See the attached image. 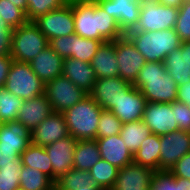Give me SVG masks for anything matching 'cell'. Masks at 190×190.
<instances>
[{"mask_svg": "<svg viewBox=\"0 0 190 190\" xmlns=\"http://www.w3.org/2000/svg\"><path fill=\"white\" fill-rule=\"evenodd\" d=\"M19 181L24 190H55V182L49 176L29 166L22 167Z\"/></svg>", "mask_w": 190, "mask_h": 190, "instance_id": "cell-32", "label": "cell"}, {"mask_svg": "<svg viewBox=\"0 0 190 190\" xmlns=\"http://www.w3.org/2000/svg\"><path fill=\"white\" fill-rule=\"evenodd\" d=\"M133 86L141 91L147 102L173 103L177 98L178 85L167 74L164 62H146Z\"/></svg>", "mask_w": 190, "mask_h": 190, "instance_id": "cell-2", "label": "cell"}, {"mask_svg": "<svg viewBox=\"0 0 190 190\" xmlns=\"http://www.w3.org/2000/svg\"><path fill=\"white\" fill-rule=\"evenodd\" d=\"M149 190H178V177L168 170L155 171Z\"/></svg>", "mask_w": 190, "mask_h": 190, "instance_id": "cell-40", "label": "cell"}, {"mask_svg": "<svg viewBox=\"0 0 190 190\" xmlns=\"http://www.w3.org/2000/svg\"><path fill=\"white\" fill-rule=\"evenodd\" d=\"M178 129L190 132V108L179 101L171 103Z\"/></svg>", "mask_w": 190, "mask_h": 190, "instance_id": "cell-41", "label": "cell"}, {"mask_svg": "<svg viewBox=\"0 0 190 190\" xmlns=\"http://www.w3.org/2000/svg\"><path fill=\"white\" fill-rule=\"evenodd\" d=\"M151 134L149 127L142 121L122 123L119 135L126 147L134 154L141 146V142Z\"/></svg>", "mask_w": 190, "mask_h": 190, "instance_id": "cell-31", "label": "cell"}, {"mask_svg": "<svg viewBox=\"0 0 190 190\" xmlns=\"http://www.w3.org/2000/svg\"><path fill=\"white\" fill-rule=\"evenodd\" d=\"M90 64L95 70L97 79L119 76L118 60L115 54V40L102 43Z\"/></svg>", "mask_w": 190, "mask_h": 190, "instance_id": "cell-25", "label": "cell"}, {"mask_svg": "<svg viewBox=\"0 0 190 190\" xmlns=\"http://www.w3.org/2000/svg\"><path fill=\"white\" fill-rule=\"evenodd\" d=\"M147 62H164L166 56L180 48L182 41L174 28L161 31L125 34Z\"/></svg>", "mask_w": 190, "mask_h": 190, "instance_id": "cell-3", "label": "cell"}, {"mask_svg": "<svg viewBox=\"0 0 190 190\" xmlns=\"http://www.w3.org/2000/svg\"><path fill=\"white\" fill-rule=\"evenodd\" d=\"M164 65L167 71L177 85L190 82V64L187 61V51L180 48L170 52L165 60Z\"/></svg>", "mask_w": 190, "mask_h": 190, "instance_id": "cell-26", "label": "cell"}, {"mask_svg": "<svg viewBox=\"0 0 190 190\" xmlns=\"http://www.w3.org/2000/svg\"><path fill=\"white\" fill-rule=\"evenodd\" d=\"M146 98L133 85L122 95L110 110L122 123L142 120Z\"/></svg>", "mask_w": 190, "mask_h": 190, "instance_id": "cell-19", "label": "cell"}, {"mask_svg": "<svg viewBox=\"0 0 190 190\" xmlns=\"http://www.w3.org/2000/svg\"><path fill=\"white\" fill-rule=\"evenodd\" d=\"M174 30L182 42L190 41V3L183 2L179 8Z\"/></svg>", "mask_w": 190, "mask_h": 190, "instance_id": "cell-39", "label": "cell"}, {"mask_svg": "<svg viewBox=\"0 0 190 190\" xmlns=\"http://www.w3.org/2000/svg\"><path fill=\"white\" fill-rule=\"evenodd\" d=\"M156 1L161 5L176 7L178 9L183 4V0H156Z\"/></svg>", "mask_w": 190, "mask_h": 190, "instance_id": "cell-47", "label": "cell"}, {"mask_svg": "<svg viewBox=\"0 0 190 190\" xmlns=\"http://www.w3.org/2000/svg\"><path fill=\"white\" fill-rule=\"evenodd\" d=\"M44 94L51 103L53 112L58 113H63L88 95L64 75L45 83Z\"/></svg>", "mask_w": 190, "mask_h": 190, "instance_id": "cell-10", "label": "cell"}, {"mask_svg": "<svg viewBox=\"0 0 190 190\" xmlns=\"http://www.w3.org/2000/svg\"><path fill=\"white\" fill-rule=\"evenodd\" d=\"M9 2L13 3L16 7L22 9L26 13L27 0H9Z\"/></svg>", "mask_w": 190, "mask_h": 190, "instance_id": "cell-49", "label": "cell"}, {"mask_svg": "<svg viewBox=\"0 0 190 190\" xmlns=\"http://www.w3.org/2000/svg\"><path fill=\"white\" fill-rule=\"evenodd\" d=\"M91 184V175L89 171L72 169L63 174L55 182V190H76L81 186Z\"/></svg>", "mask_w": 190, "mask_h": 190, "instance_id": "cell-34", "label": "cell"}, {"mask_svg": "<svg viewBox=\"0 0 190 190\" xmlns=\"http://www.w3.org/2000/svg\"><path fill=\"white\" fill-rule=\"evenodd\" d=\"M102 108L88 94L80 102L63 112L69 134L80 140H94Z\"/></svg>", "mask_w": 190, "mask_h": 190, "instance_id": "cell-4", "label": "cell"}, {"mask_svg": "<svg viewBox=\"0 0 190 190\" xmlns=\"http://www.w3.org/2000/svg\"><path fill=\"white\" fill-rule=\"evenodd\" d=\"M100 156L105 161L121 169L133 162V154L126 147L123 138L119 135H112L105 138H96Z\"/></svg>", "mask_w": 190, "mask_h": 190, "instance_id": "cell-20", "label": "cell"}, {"mask_svg": "<svg viewBox=\"0 0 190 190\" xmlns=\"http://www.w3.org/2000/svg\"><path fill=\"white\" fill-rule=\"evenodd\" d=\"M0 17L12 29L18 28L28 22L26 13L9 2V0H0Z\"/></svg>", "mask_w": 190, "mask_h": 190, "instance_id": "cell-36", "label": "cell"}, {"mask_svg": "<svg viewBox=\"0 0 190 190\" xmlns=\"http://www.w3.org/2000/svg\"><path fill=\"white\" fill-rule=\"evenodd\" d=\"M180 47L183 51H187V61L190 64V41H183Z\"/></svg>", "mask_w": 190, "mask_h": 190, "instance_id": "cell-50", "label": "cell"}, {"mask_svg": "<svg viewBox=\"0 0 190 190\" xmlns=\"http://www.w3.org/2000/svg\"><path fill=\"white\" fill-rule=\"evenodd\" d=\"M41 33L50 41L57 37L75 34L73 0L62 7L39 16L33 21Z\"/></svg>", "mask_w": 190, "mask_h": 190, "instance_id": "cell-8", "label": "cell"}, {"mask_svg": "<svg viewBox=\"0 0 190 190\" xmlns=\"http://www.w3.org/2000/svg\"><path fill=\"white\" fill-rule=\"evenodd\" d=\"M48 46V39L33 21L12 30L13 61L29 63Z\"/></svg>", "mask_w": 190, "mask_h": 190, "instance_id": "cell-5", "label": "cell"}, {"mask_svg": "<svg viewBox=\"0 0 190 190\" xmlns=\"http://www.w3.org/2000/svg\"><path fill=\"white\" fill-rule=\"evenodd\" d=\"M20 157L21 154L17 149L0 148V166L13 165V161Z\"/></svg>", "mask_w": 190, "mask_h": 190, "instance_id": "cell-44", "label": "cell"}, {"mask_svg": "<svg viewBox=\"0 0 190 190\" xmlns=\"http://www.w3.org/2000/svg\"><path fill=\"white\" fill-rule=\"evenodd\" d=\"M176 101L185 103L190 108V82L178 85Z\"/></svg>", "mask_w": 190, "mask_h": 190, "instance_id": "cell-46", "label": "cell"}, {"mask_svg": "<svg viewBox=\"0 0 190 190\" xmlns=\"http://www.w3.org/2000/svg\"><path fill=\"white\" fill-rule=\"evenodd\" d=\"M23 166L36 168L53 180V168L45 147L30 144L21 154Z\"/></svg>", "mask_w": 190, "mask_h": 190, "instance_id": "cell-29", "label": "cell"}, {"mask_svg": "<svg viewBox=\"0 0 190 190\" xmlns=\"http://www.w3.org/2000/svg\"><path fill=\"white\" fill-rule=\"evenodd\" d=\"M33 72L47 83L57 76L63 75V58L59 56L50 46L46 47L31 62Z\"/></svg>", "mask_w": 190, "mask_h": 190, "instance_id": "cell-23", "label": "cell"}, {"mask_svg": "<svg viewBox=\"0 0 190 190\" xmlns=\"http://www.w3.org/2000/svg\"><path fill=\"white\" fill-rule=\"evenodd\" d=\"M160 147V136L150 134L133 154V162L159 171Z\"/></svg>", "mask_w": 190, "mask_h": 190, "instance_id": "cell-27", "label": "cell"}, {"mask_svg": "<svg viewBox=\"0 0 190 190\" xmlns=\"http://www.w3.org/2000/svg\"><path fill=\"white\" fill-rule=\"evenodd\" d=\"M115 54L119 76L133 85L147 61L126 35L115 40Z\"/></svg>", "mask_w": 190, "mask_h": 190, "instance_id": "cell-11", "label": "cell"}, {"mask_svg": "<svg viewBox=\"0 0 190 190\" xmlns=\"http://www.w3.org/2000/svg\"><path fill=\"white\" fill-rule=\"evenodd\" d=\"M69 0H27L26 16L28 21H34L39 16L58 9Z\"/></svg>", "mask_w": 190, "mask_h": 190, "instance_id": "cell-37", "label": "cell"}, {"mask_svg": "<svg viewBox=\"0 0 190 190\" xmlns=\"http://www.w3.org/2000/svg\"><path fill=\"white\" fill-rule=\"evenodd\" d=\"M67 136L70 134L64 114L52 112L31 131V143L45 147Z\"/></svg>", "mask_w": 190, "mask_h": 190, "instance_id": "cell-15", "label": "cell"}, {"mask_svg": "<svg viewBox=\"0 0 190 190\" xmlns=\"http://www.w3.org/2000/svg\"><path fill=\"white\" fill-rule=\"evenodd\" d=\"M13 62L11 56H0V88L4 87L10 66Z\"/></svg>", "mask_w": 190, "mask_h": 190, "instance_id": "cell-45", "label": "cell"}, {"mask_svg": "<svg viewBox=\"0 0 190 190\" xmlns=\"http://www.w3.org/2000/svg\"><path fill=\"white\" fill-rule=\"evenodd\" d=\"M121 127L122 122L110 110H102L96 138H105L119 134Z\"/></svg>", "mask_w": 190, "mask_h": 190, "instance_id": "cell-38", "label": "cell"}, {"mask_svg": "<svg viewBox=\"0 0 190 190\" xmlns=\"http://www.w3.org/2000/svg\"><path fill=\"white\" fill-rule=\"evenodd\" d=\"M52 112L51 103L46 95L42 94L35 98L23 100L16 121L22 123L26 128L32 131Z\"/></svg>", "mask_w": 190, "mask_h": 190, "instance_id": "cell-21", "label": "cell"}, {"mask_svg": "<svg viewBox=\"0 0 190 190\" xmlns=\"http://www.w3.org/2000/svg\"><path fill=\"white\" fill-rule=\"evenodd\" d=\"M159 171L169 170L190 152V132L180 129L160 136Z\"/></svg>", "mask_w": 190, "mask_h": 190, "instance_id": "cell-12", "label": "cell"}, {"mask_svg": "<svg viewBox=\"0 0 190 190\" xmlns=\"http://www.w3.org/2000/svg\"><path fill=\"white\" fill-rule=\"evenodd\" d=\"M142 121L149 127L151 134L158 136L178 130L171 103L147 102Z\"/></svg>", "mask_w": 190, "mask_h": 190, "instance_id": "cell-14", "label": "cell"}, {"mask_svg": "<svg viewBox=\"0 0 190 190\" xmlns=\"http://www.w3.org/2000/svg\"><path fill=\"white\" fill-rule=\"evenodd\" d=\"M107 41L87 39L72 34L57 37L49 41V46L63 59L73 58L90 63L100 45Z\"/></svg>", "mask_w": 190, "mask_h": 190, "instance_id": "cell-9", "label": "cell"}, {"mask_svg": "<svg viewBox=\"0 0 190 190\" xmlns=\"http://www.w3.org/2000/svg\"><path fill=\"white\" fill-rule=\"evenodd\" d=\"M119 168L100 158L89 170L91 184L104 190H112L118 176Z\"/></svg>", "mask_w": 190, "mask_h": 190, "instance_id": "cell-30", "label": "cell"}, {"mask_svg": "<svg viewBox=\"0 0 190 190\" xmlns=\"http://www.w3.org/2000/svg\"><path fill=\"white\" fill-rule=\"evenodd\" d=\"M3 88L22 100H28L44 94L45 83L33 72L29 63L13 61Z\"/></svg>", "mask_w": 190, "mask_h": 190, "instance_id": "cell-6", "label": "cell"}, {"mask_svg": "<svg viewBox=\"0 0 190 190\" xmlns=\"http://www.w3.org/2000/svg\"><path fill=\"white\" fill-rule=\"evenodd\" d=\"M178 190H190V180L178 177Z\"/></svg>", "mask_w": 190, "mask_h": 190, "instance_id": "cell-48", "label": "cell"}, {"mask_svg": "<svg viewBox=\"0 0 190 190\" xmlns=\"http://www.w3.org/2000/svg\"><path fill=\"white\" fill-rule=\"evenodd\" d=\"M63 75L75 86L89 94L96 82L95 70L90 63L73 59L71 57L63 59Z\"/></svg>", "mask_w": 190, "mask_h": 190, "instance_id": "cell-22", "label": "cell"}, {"mask_svg": "<svg viewBox=\"0 0 190 190\" xmlns=\"http://www.w3.org/2000/svg\"><path fill=\"white\" fill-rule=\"evenodd\" d=\"M75 34L87 39L114 41L125 35L118 22L95 0H73Z\"/></svg>", "mask_w": 190, "mask_h": 190, "instance_id": "cell-1", "label": "cell"}, {"mask_svg": "<svg viewBox=\"0 0 190 190\" xmlns=\"http://www.w3.org/2000/svg\"><path fill=\"white\" fill-rule=\"evenodd\" d=\"M183 2H188V3H190V0H183Z\"/></svg>", "mask_w": 190, "mask_h": 190, "instance_id": "cell-52", "label": "cell"}, {"mask_svg": "<svg viewBox=\"0 0 190 190\" xmlns=\"http://www.w3.org/2000/svg\"><path fill=\"white\" fill-rule=\"evenodd\" d=\"M179 9L159 4L156 0H141L138 24L129 32L161 31L174 28Z\"/></svg>", "mask_w": 190, "mask_h": 190, "instance_id": "cell-7", "label": "cell"}, {"mask_svg": "<svg viewBox=\"0 0 190 190\" xmlns=\"http://www.w3.org/2000/svg\"><path fill=\"white\" fill-rule=\"evenodd\" d=\"M14 190H24V189H22V188H20V187H19V188H17V189H14Z\"/></svg>", "mask_w": 190, "mask_h": 190, "instance_id": "cell-53", "label": "cell"}, {"mask_svg": "<svg viewBox=\"0 0 190 190\" xmlns=\"http://www.w3.org/2000/svg\"><path fill=\"white\" fill-rule=\"evenodd\" d=\"M22 167L21 158L13 161V165L0 166V190H14L20 187Z\"/></svg>", "mask_w": 190, "mask_h": 190, "instance_id": "cell-35", "label": "cell"}, {"mask_svg": "<svg viewBox=\"0 0 190 190\" xmlns=\"http://www.w3.org/2000/svg\"><path fill=\"white\" fill-rule=\"evenodd\" d=\"M95 2L118 22L124 34L137 26L141 0H95Z\"/></svg>", "mask_w": 190, "mask_h": 190, "instance_id": "cell-13", "label": "cell"}, {"mask_svg": "<svg viewBox=\"0 0 190 190\" xmlns=\"http://www.w3.org/2000/svg\"><path fill=\"white\" fill-rule=\"evenodd\" d=\"M76 190H104V189L94 186L93 184H89L86 186H81L80 188H78Z\"/></svg>", "mask_w": 190, "mask_h": 190, "instance_id": "cell-51", "label": "cell"}, {"mask_svg": "<svg viewBox=\"0 0 190 190\" xmlns=\"http://www.w3.org/2000/svg\"><path fill=\"white\" fill-rule=\"evenodd\" d=\"M77 141V139L70 135L45 146V150L52 163L54 182L63 174L73 169L74 149Z\"/></svg>", "mask_w": 190, "mask_h": 190, "instance_id": "cell-17", "label": "cell"}, {"mask_svg": "<svg viewBox=\"0 0 190 190\" xmlns=\"http://www.w3.org/2000/svg\"><path fill=\"white\" fill-rule=\"evenodd\" d=\"M100 158L99 147L95 139L77 141L74 149L73 168L89 171Z\"/></svg>", "mask_w": 190, "mask_h": 190, "instance_id": "cell-28", "label": "cell"}, {"mask_svg": "<svg viewBox=\"0 0 190 190\" xmlns=\"http://www.w3.org/2000/svg\"><path fill=\"white\" fill-rule=\"evenodd\" d=\"M31 144V131L18 121L0 126V148L17 149L22 154Z\"/></svg>", "mask_w": 190, "mask_h": 190, "instance_id": "cell-24", "label": "cell"}, {"mask_svg": "<svg viewBox=\"0 0 190 190\" xmlns=\"http://www.w3.org/2000/svg\"><path fill=\"white\" fill-rule=\"evenodd\" d=\"M168 171L174 177L190 180V152L178 160Z\"/></svg>", "mask_w": 190, "mask_h": 190, "instance_id": "cell-43", "label": "cell"}, {"mask_svg": "<svg viewBox=\"0 0 190 190\" xmlns=\"http://www.w3.org/2000/svg\"><path fill=\"white\" fill-rule=\"evenodd\" d=\"M23 100L15 94L0 88V121L2 123L16 121Z\"/></svg>", "mask_w": 190, "mask_h": 190, "instance_id": "cell-33", "label": "cell"}, {"mask_svg": "<svg viewBox=\"0 0 190 190\" xmlns=\"http://www.w3.org/2000/svg\"><path fill=\"white\" fill-rule=\"evenodd\" d=\"M12 30L0 17V56H10L12 49Z\"/></svg>", "mask_w": 190, "mask_h": 190, "instance_id": "cell-42", "label": "cell"}, {"mask_svg": "<svg viewBox=\"0 0 190 190\" xmlns=\"http://www.w3.org/2000/svg\"><path fill=\"white\" fill-rule=\"evenodd\" d=\"M154 170L132 162L118 171L112 190H149Z\"/></svg>", "mask_w": 190, "mask_h": 190, "instance_id": "cell-18", "label": "cell"}, {"mask_svg": "<svg viewBox=\"0 0 190 190\" xmlns=\"http://www.w3.org/2000/svg\"><path fill=\"white\" fill-rule=\"evenodd\" d=\"M131 86L132 84L124 81L120 76L98 78L89 95L103 110H111Z\"/></svg>", "mask_w": 190, "mask_h": 190, "instance_id": "cell-16", "label": "cell"}]
</instances>
